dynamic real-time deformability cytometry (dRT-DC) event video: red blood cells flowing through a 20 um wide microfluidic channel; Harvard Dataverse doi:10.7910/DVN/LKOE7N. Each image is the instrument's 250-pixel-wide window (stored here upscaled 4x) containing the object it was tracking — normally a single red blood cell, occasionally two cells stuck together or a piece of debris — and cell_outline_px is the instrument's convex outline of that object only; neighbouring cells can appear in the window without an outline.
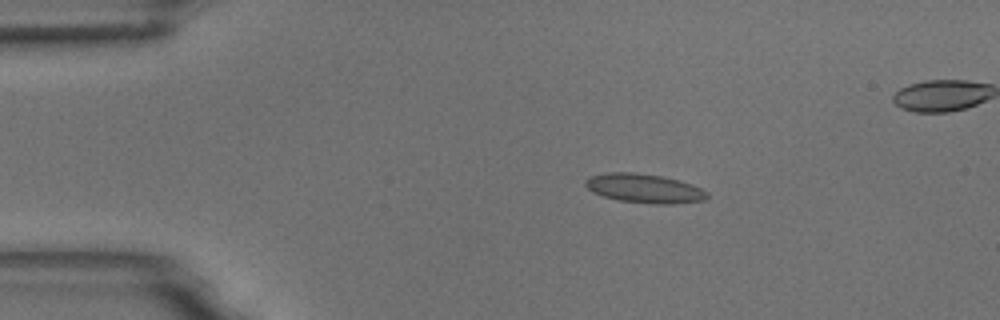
{"species": "common noctule bat (a hibernating species)", "species_latin": "Nyctalus noctula", "temperature_condition": "room temperature", "stored_images_in_passage": 5, "camera_frame_rate_fps": 3000, "um_per_image_px": 0.085, "animal": {"sex": "male", "body_mass_g": 18.8}, "frame": {"image": 1, "passage_image": 3, "time_ms": 2.333, "image_size_px": [1000, 320], "cell_outline_px": [[708, 196], [704, 200], [672, 204], [652, 204], [620, 200], [604, 196], [592, 192], [584, 184], [584, 180], [592, 176], [608, 172], [636, 172], [664, 176], [680, 180], [692, 184], [708, 192]], "centroid_in_image_um": [54.78, 16.0], "position_along_channel_um": 30.2, "area_um2": 20.69}}